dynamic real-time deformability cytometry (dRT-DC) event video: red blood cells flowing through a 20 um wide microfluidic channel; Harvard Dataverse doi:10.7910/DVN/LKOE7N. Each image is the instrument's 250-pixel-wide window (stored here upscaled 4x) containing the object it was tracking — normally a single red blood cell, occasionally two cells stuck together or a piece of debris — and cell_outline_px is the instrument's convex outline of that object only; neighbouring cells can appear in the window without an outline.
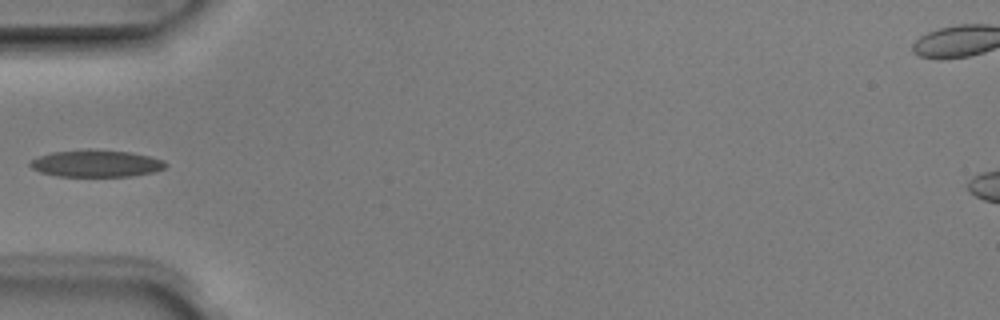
{"species": "Egyptian fruit bat (a non-hibernating species)", "species_latin": "Rousettus aegyptiacus", "temperature_condition": "room temperature", "stored_images_in_passage": 4, "camera_frame_rate_fps": 3000, "um_per_image_px": 0.085, "animal": {"sex": "male"}, "frame": {"image": 1, "passage_image": 2, "time_ms": 0.333, "image_size_px": [1000, 320], "cell_outline_px": [[168, 164], [164, 168], [152, 172], [132, 176], [56, 176], [40, 172], [32, 168], [28, 164], [28, 160], [52, 152], [88, 148], [128, 152], [148, 156], [164, 160]], "centroid_in_image_um": [8.13, 13.88], "position_along_channel_um": 76.9, "area_um2": 21.44}}
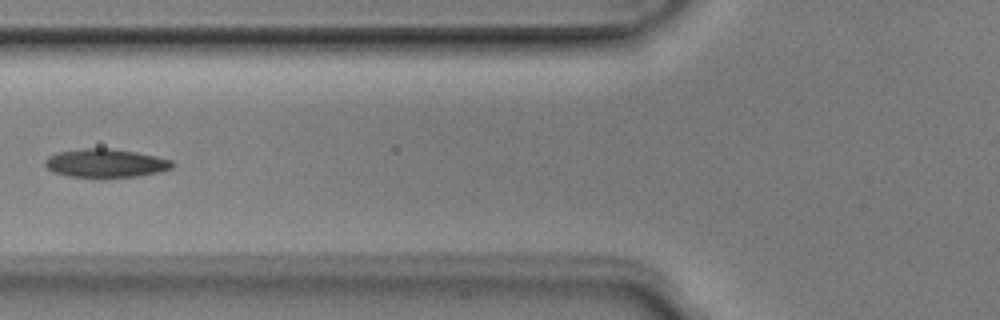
{"frame": {"image": 2, "passage_image": 3, "time_ms": 0.667, "image_size_px": [1000, 320], "cell_outline_px": [[172, 168], [156, 172], [136, 176], [68, 176], [52, 172], [44, 164], [44, 160], [48, 156], [60, 152], [80, 148], [112, 148], [136, 152], [156, 156], [172, 160]], "centroid_in_image_um": [8.94, 13.84], "position_along_channel_um": 116.9, "area_um2": 20.75}}
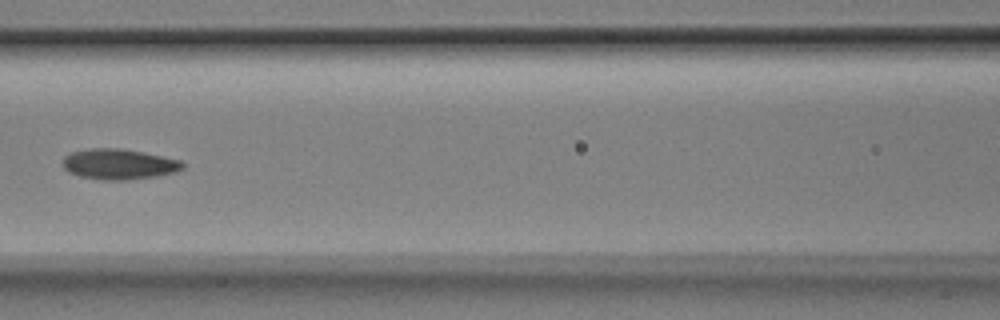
{"frame": {"image": 3, "passage_image": 4, "time_ms": 1.0, "image_size_px": [1000, 320], "cell_outline_px": [[184, 168], [176, 172], [160, 176], [128, 180], [100, 180], [80, 176], [68, 172], [64, 168], [64, 156], [72, 152], [88, 148], [120, 148], [144, 152], [180, 160], [184, 164]], "centroid_in_image_um": [10.13, 13.96], "position_along_channel_um": 156.5, "area_um2": 21.5}}